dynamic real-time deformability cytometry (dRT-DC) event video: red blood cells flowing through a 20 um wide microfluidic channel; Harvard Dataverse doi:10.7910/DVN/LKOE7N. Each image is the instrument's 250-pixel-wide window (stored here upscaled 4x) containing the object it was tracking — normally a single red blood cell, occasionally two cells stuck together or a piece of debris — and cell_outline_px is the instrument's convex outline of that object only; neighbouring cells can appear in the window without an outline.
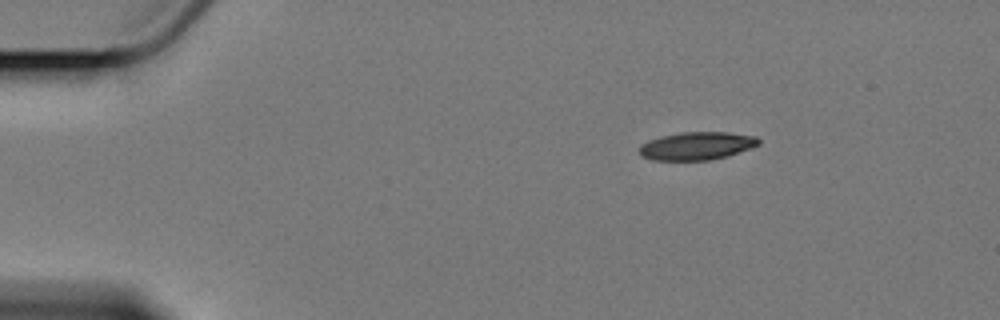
{"species": "Egyptian fruit bat (a non-hibernating species)", "species_latin": "Rousettus aegyptiacus", "temperature_condition": "cold", "stored_images_in_passage": 9, "camera_frame_rate_fps": 3000, "um_per_image_px": 0.085, "animal": {"sex": "female"}, "frame": {"image": 1, "passage_image": 1, "time_ms": 0.0, "image_size_px": [1000, 320], "cell_outline_px": [[760, 144], [728, 156], [708, 160], [652, 160], [640, 156], [640, 144], [648, 140], [660, 136], [680, 132], [728, 132], [756, 136], [760, 140]], "centroid_in_image_um": [59.2, 12.39], "position_along_channel_um": 25.8, "area_um2": 19.54}}
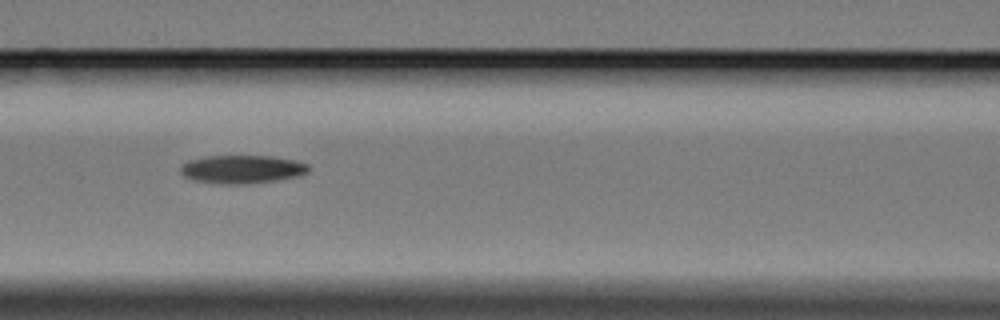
{"frame": {"image": 2, "passage_image": 6, "time_ms": 5.667, "image_size_px": [1000, 320], "cell_outline_px": [[312, 168], [308, 172], [300, 176], [276, 180], [240, 184], [228, 184], [196, 180], [184, 176], [180, 172], [180, 168], [188, 160], [204, 156], [272, 156], [296, 160], [308, 164]], "centroid_in_image_um": [20.63, 14.37], "position_along_channel_um": 146.0, "area_um2": 21.04}}
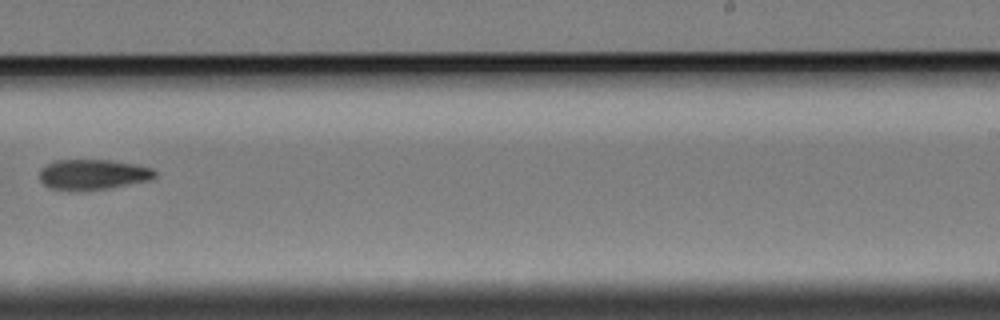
{"frame": {"image": 3, "passage_image": 9, "time_ms": 9.667, "image_size_px": [1000, 320], "cell_outline_px": [[156, 176], [152, 180], [108, 188], [80, 192], [68, 192], [48, 188], [40, 180], [40, 168], [44, 164], [52, 160], [112, 160], [136, 164], [152, 168], [156, 172]], "centroid_in_image_um": [7.85, 14.85], "position_along_channel_um": 281.2, "area_um2": 21.1}}